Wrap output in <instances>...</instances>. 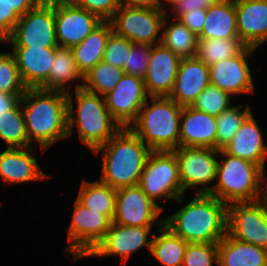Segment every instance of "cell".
<instances>
[{
    "instance_id": "1",
    "label": "cell",
    "mask_w": 267,
    "mask_h": 266,
    "mask_svg": "<svg viewBox=\"0 0 267 266\" xmlns=\"http://www.w3.org/2000/svg\"><path fill=\"white\" fill-rule=\"evenodd\" d=\"M20 103L31 145L44 153L55 142L68 138L66 93L27 88Z\"/></svg>"
},
{
    "instance_id": "2",
    "label": "cell",
    "mask_w": 267,
    "mask_h": 266,
    "mask_svg": "<svg viewBox=\"0 0 267 266\" xmlns=\"http://www.w3.org/2000/svg\"><path fill=\"white\" fill-rule=\"evenodd\" d=\"M228 205L215 196L196 194L164 225L188 243H218L227 234Z\"/></svg>"
},
{
    "instance_id": "3",
    "label": "cell",
    "mask_w": 267,
    "mask_h": 266,
    "mask_svg": "<svg viewBox=\"0 0 267 266\" xmlns=\"http://www.w3.org/2000/svg\"><path fill=\"white\" fill-rule=\"evenodd\" d=\"M152 150L129 128H121L106 144L92 153L100 154L99 180L112 188L138 185Z\"/></svg>"
},
{
    "instance_id": "4",
    "label": "cell",
    "mask_w": 267,
    "mask_h": 266,
    "mask_svg": "<svg viewBox=\"0 0 267 266\" xmlns=\"http://www.w3.org/2000/svg\"><path fill=\"white\" fill-rule=\"evenodd\" d=\"M67 107L68 138L77 127L79 141L92 152L106 144L122 128L109 113L105 98L84 88L67 94Z\"/></svg>"
},
{
    "instance_id": "5",
    "label": "cell",
    "mask_w": 267,
    "mask_h": 266,
    "mask_svg": "<svg viewBox=\"0 0 267 266\" xmlns=\"http://www.w3.org/2000/svg\"><path fill=\"white\" fill-rule=\"evenodd\" d=\"M183 106L168 96L148 97L129 129L152 151H172L179 147Z\"/></svg>"
},
{
    "instance_id": "6",
    "label": "cell",
    "mask_w": 267,
    "mask_h": 266,
    "mask_svg": "<svg viewBox=\"0 0 267 266\" xmlns=\"http://www.w3.org/2000/svg\"><path fill=\"white\" fill-rule=\"evenodd\" d=\"M217 177L209 195L229 205L253 202L266 197L265 171L254 162L233 157L219 150Z\"/></svg>"
},
{
    "instance_id": "7",
    "label": "cell",
    "mask_w": 267,
    "mask_h": 266,
    "mask_svg": "<svg viewBox=\"0 0 267 266\" xmlns=\"http://www.w3.org/2000/svg\"><path fill=\"white\" fill-rule=\"evenodd\" d=\"M138 186L162 210L160 200H175L183 204L184 193L179 165L172 151H152L146 161Z\"/></svg>"
},
{
    "instance_id": "8",
    "label": "cell",
    "mask_w": 267,
    "mask_h": 266,
    "mask_svg": "<svg viewBox=\"0 0 267 266\" xmlns=\"http://www.w3.org/2000/svg\"><path fill=\"white\" fill-rule=\"evenodd\" d=\"M11 47L59 48L55 32V0H41L20 16L10 38Z\"/></svg>"
},
{
    "instance_id": "9",
    "label": "cell",
    "mask_w": 267,
    "mask_h": 266,
    "mask_svg": "<svg viewBox=\"0 0 267 266\" xmlns=\"http://www.w3.org/2000/svg\"><path fill=\"white\" fill-rule=\"evenodd\" d=\"M71 216L67 234L70 244L65 246L63 251L72 263H75L86 257L105 237L112 220L104 213L84 207L76 199Z\"/></svg>"
},
{
    "instance_id": "10",
    "label": "cell",
    "mask_w": 267,
    "mask_h": 266,
    "mask_svg": "<svg viewBox=\"0 0 267 266\" xmlns=\"http://www.w3.org/2000/svg\"><path fill=\"white\" fill-rule=\"evenodd\" d=\"M172 152L178 161L184 195L189 188L196 189L197 194H209L216 182L219 150L179 146Z\"/></svg>"
},
{
    "instance_id": "11",
    "label": "cell",
    "mask_w": 267,
    "mask_h": 266,
    "mask_svg": "<svg viewBox=\"0 0 267 266\" xmlns=\"http://www.w3.org/2000/svg\"><path fill=\"white\" fill-rule=\"evenodd\" d=\"M163 9L130 7L121 4L110 20L113 31L132 43L156 45L162 41Z\"/></svg>"
},
{
    "instance_id": "12",
    "label": "cell",
    "mask_w": 267,
    "mask_h": 266,
    "mask_svg": "<svg viewBox=\"0 0 267 266\" xmlns=\"http://www.w3.org/2000/svg\"><path fill=\"white\" fill-rule=\"evenodd\" d=\"M227 232L239 241L267 250V198L230 203Z\"/></svg>"
},
{
    "instance_id": "13",
    "label": "cell",
    "mask_w": 267,
    "mask_h": 266,
    "mask_svg": "<svg viewBox=\"0 0 267 266\" xmlns=\"http://www.w3.org/2000/svg\"><path fill=\"white\" fill-rule=\"evenodd\" d=\"M162 212L138 185L122 187L117 189L112 222L122 226L156 225L160 228L164 224V217L160 218Z\"/></svg>"
},
{
    "instance_id": "14",
    "label": "cell",
    "mask_w": 267,
    "mask_h": 266,
    "mask_svg": "<svg viewBox=\"0 0 267 266\" xmlns=\"http://www.w3.org/2000/svg\"><path fill=\"white\" fill-rule=\"evenodd\" d=\"M153 226H122L111 223L105 237L86 257H120L123 263L135 254L136 251L147 248L150 253L152 238L150 239Z\"/></svg>"
},
{
    "instance_id": "15",
    "label": "cell",
    "mask_w": 267,
    "mask_h": 266,
    "mask_svg": "<svg viewBox=\"0 0 267 266\" xmlns=\"http://www.w3.org/2000/svg\"><path fill=\"white\" fill-rule=\"evenodd\" d=\"M148 97L144 79L125 73L104 96L109 113L122 128H129L136 120Z\"/></svg>"
},
{
    "instance_id": "16",
    "label": "cell",
    "mask_w": 267,
    "mask_h": 266,
    "mask_svg": "<svg viewBox=\"0 0 267 266\" xmlns=\"http://www.w3.org/2000/svg\"><path fill=\"white\" fill-rule=\"evenodd\" d=\"M103 21L69 0H55V32L59 47L80 44Z\"/></svg>"
},
{
    "instance_id": "17",
    "label": "cell",
    "mask_w": 267,
    "mask_h": 266,
    "mask_svg": "<svg viewBox=\"0 0 267 266\" xmlns=\"http://www.w3.org/2000/svg\"><path fill=\"white\" fill-rule=\"evenodd\" d=\"M257 49L246 47L239 55L209 66L210 83L234 95L254 94V78L248 60Z\"/></svg>"
},
{
    "instance_id": "18",
    "label": "cell",
    "mask_w": 267,
    "mask_h": 266,
    "mask_svg": "<svg viewBox=\"0 0 267 266\" xmlns=\"http://www.w3.org/2000/svg\"><path fill=\"white\" fill-rule=\"evenodd\" d=\"M181 59L162 43L153 45L147 75L144 77L145 89L149 97L170 95Z\"/></svg>"
},
{
    "instance_id": "19",
    "label": "cell",
    "mask_w": 267,
    "mask_h": 266,
    "mask_svg": "<svg viewBox=\"0 0 267 266\" xmlns=\"http://www.w3.org/2000/svg\"><path fill=\"white\" fill-rule=\"evenodd\" d=\"M33 147L6 148L0 152V178L3 185L44 181L52 175L42 170L36 161ZM34 154V155H33Z\"/></svg>"
},
{
    "instance_id": "20",
    "label": "cell",
    "mask_w": 267,
    "mask_h": 266,
    "mask_svg": "<svg viewBox=\"0 0 267 266\" xmlns=\"http://www.w3.org/2000/svg\"><path fill=\"white\" fill-rule=\"evenodd\" d=\"M210 70L196 56L182 58L168 97L178 105L191 106L197 96L210 85Z\"/></svg>"
},
{
    "instance_id": "21",
    "label": "cell",
    "mask_w": 267,
    "mask_h": 266,
    "mask_svg": "<svg viewBox=\"0 0 267 266\" xmlns=\"http://www.w3.org/2000/svg\"><path fill=\"white\" fill-rule=\"evenodd\" d=\"M239 39L258 49L267 42V0H235Z\"/></svg>"
},
{
    "instance_id": "22",
    "label": "cell",
    "mask_w": 267,
    "mask_h": 266,
    "mask_svg": "<svg viewBox=\"0 0 267 266\" xmlns=\"http://www.w3.org/2000/svg\"><path fill=\"white\" fill-rule=\"evenodd\" d=\"M252 112L231 141L222 149L225 153L259 165L265 171L267 144L261 127Z\"/></svg>"
},
{
    "instance_id": "23",
    "label": "cell",
    "mask_w": 267,
    "mask_h": 266,
    "mask_svg": "<svg viewBox=\"0 0 267 266\" xmlns=\"http://www.w3.org/2000/svg\"><path fill=\"white\" fill-rule=\"evenodd\" d=\"M179 146L216 149V117L184 106L181 113Z\"/></svg>"
},
{
    "instance_id": "24",
    "label": "cell",
    "mask_w": 267,
    "mask_h": 266,
    "mask_svg": "<svg viewBox=\"0 0 267 266\" xmlns=\"http://www.w3.org/2000/svg\"><path fill=\"white\" fill-rule=\"evenodd\" d=\"M58 48L13 47L21 79L27 88H40L47 80Z\"/></svg>"
},
{
    "instance_id": "25",
    "label": "cell",
    "mask_w": 267,
    "mask_h": 266,
    "mask_svg": "<svg viewBox=\"0 0 267 266\" xmlns=\"http://www.w3.org/2000/svg\"><path fill=\"white\" fill-rule=\"evenodd\" d=\"M218 266H267V250L233 238L228 232L218 242Z\"/></svg>"
},
{
    "instance_id": "26",
    "label": "cell",
    "mask_w": 267,
    "mask_h": 266,
    "mask_svg": "<svg viewBox=\"0 0 267 266\" xmlns=\"http://www.w3.org/2000/svg\"><path fill=\"white\" fill-rule=\"evenodd\" d=\"M74 82L77 83L74 86V90L82 88L83 75L76 66L71 49L59 47L55 51L49 76L40 89L68 94L71 92V86H73ZM67 84L68 86H66Z\"/></svg>"
},
{
    "instance_id": "27",
    "label": "cell",
    "mask_w": 267,
    "mask_h": 266,
    "mask_svg": "<svg viewBox=\"0 0 267 266\" xmlns=\"http://www.w3.org/2000/svg\"><path fill=\"white\" fill-rule=\"evenodd\" d=\"M198 38H239L235 0H220L207 9L204 26Z\"/></svg>"
},
{
    "instance_id": "28",
    "label": "cell",
    "mask_w": 267,
    "mask_h": 266,
    "mask_svg": "<svg viewBox=\"0 0 267 266\" xmlns=\"http://www.w3.org/2000/svg\"><path fill=\"white\" fill-rule=\"evenodd\" d=\"M113 32L110 21H103L80 44L71 49L76 66L82 75L103 61L109 35Z\"/></svg>"
},
{
    "instance_id": "29",
    "label": "cell",
    "mask_w": 267,
    "mask_h": 266,
    "mask_svg": "<svg viewBox=\"0 0 267 266\" xmlns=\"http://www.w3.org/2000/svg\"><path fill=\"white\" fill-rule=\"evenodd\" d=\"M159 235H158V234ZM150 254L163 266H182L188 242L164 224L152 233Z\"/></svg>"
},
{
    "instance_id": "30",
    "label": "cell",
    "mask_w": 267,
    "mask_h": 266,
    "mask_svg": "<svg viewBox=\"0 0 267 266\" xmlns=\"http://www.w3.org/2000/svg\"><path fill=\"white\" fill-rule=\"evenodd\" d=\"M117 189L108 184L83 179L76 200L84 207L106 214L113 220L115 214Z\"/></svg>"
},
{
    "instance_id": "31",
    "label": "cell",
    "mask_w": 267,
    "mask_h": 266,
    "mask_svg": "<svg viewBox=\"0 0 267 266\" xmlns=\"http://www.w3.org/2000/svg\"><path fill=\"white\" fill-rule=\"evenodd\" d=\"M171 21H170V20ZM198 36L180 20L166 15L162 26L161 43L181 58L194 57L197 52Z\"/></svg>"
},
{
    "instance_id": "32",
    "label": "cell",
    "mask_w": 267,
    "mask_h": 266,
    "mask_svg": "<svg viewBox=\"0 0 267 266\" xmlns=\"http://www.w3.org/2000/svg\"><path fill=\"white\" fill-rule=\"evenodd\" d=\"M247 46L239 38H199L196 57L207 66L239 55Z\"/></svg>"
},
{
    "instance_id": "33",
    "label": "cell",
    "mask_w": 267,
    "mask_h": 266,
    "mask_svg": "<svg viewBox=\"0 0 267 266\" xmlns=\"http://www.w3.org/2000/svg\"><path fill=\"white\" fill-rule=\"evenodd\" d=\"M0 139L6 143L7 148L32 147L27 137L20 102L13 109L0 115Z\"/></svg>"
},
{
    "instance_id": "34",
    "label": "cell",
    "mask_w": 267,
    "mask_h": 266,
    "mask_svg": "<svg viewBox=\"0 0 267 266\" xmlns=\"http://www.w3.org/2000/svg\"><path fill=\"white\" fill-rule=\"evenodd\" d=\"M123 74V69L101 61L83 75L82 88L104 97L121 80Z\"/></svg>"
},
{
    "instance_id": "35",
    "label": "cell",
    "mask_w": 267,
    "mask_h": 266,
    "mask_svg": "<svg viewBox=\"0 0 267 266\" xmlns=\"http://www.w3.org/2000/svg\"><path fill=\"white\" fill-rule=\"evenodd\" d=\"M232 105L220 115L216 116V149L222 150L234 137L244 120L253 112L251 106L246 104Z\"/></svg>"
},
{
    "instance_id": "36",
    "label": "cell",
    "mask_w": 267,
    "mask_h": 266,
    "mask_svg": "<svg viewBox=\"0 0 267 266\" xmlns=\"http://www.w3.org/2000/svg\"><path fill=\"white\" fill-rule=\"evenodd\" d=\"M233 100L231 94L210 84L197 96L191 107L216 117L230 108Z\"/></svg>"
},
{
    "instance_id": "37",
    "label": "cell",
    "mask_w": 267,
    "mask_h": 266,
    "mask_svg": "<svg viewBox=\"0 0 267 266\" xmlns=\"http://www.w3.org/2000/svg\"><path fill=\"white\" fill-rule=\"evenodd\" d=\"M26 90L13 54L0 52V92L25 94Z\"/></svg>"
},
{
    "instance_id": "38",
    "label": "cell",
    "mask_w": 267,
    "mask_h": 266,
    "mask_svg": "<svg viewBox=\"0 0 267 266\" xmlns=\"http://www.w3.org/2000/svg\"><path fill=\"white\" fill-rule=\"evenodd\" d=\"M218 263V243H188L182 266H213Z\"/></svg>"
},
{
    "instance_id": "39",
    "label": "cell",
    "mask_w": 267,
    "mask_h": 266,
    "mask_svg": "<svg viewBox=\"0 0 267 266\" xmlns=\"http://www.w3.org/2000/svg\"><path fill=\"white\" fill-rule=\"evenodd\" d=\"M133 43L114 31L109 35L103 54V61L114 67L123 69L126 66L128 52Z\"/></svg>"
},
{
    "instance_id": "40",
    "label": "cell",
    "mask_w": 267,
    "mask_h": 266,
    "mask_svg": "<svg viewBox=\"0 0 267 266\" xmlns=\"http://www.w3.org/2000/svg\"><path fill=\"white\" fill-rule=\"evenodd\" d=\"M152 47L151 44L133 43L130 52H128L126 66L123 68L124 73L144 79L147 75Z\"/></svg>"
},
{
    "instance_id": "41",
    "label": "cell",
    "mask_w": 267,
    "mask_h": 266,
    "mask_svg": "<svg viewBox=\"0 0 267 266\" xmlns=\"http://www.w3.org/2000/svg\"><path fill=\"white\" fill-rule=\"evenodd\" d=\"M74 5L97 15L102 21H110L121 6L120 0H69Z\"/></svg>"
},
{
    "instance_id": "42",
    "label": "cell",
    "mask_w": 267,
    "mask_h": 266,
    "mask_svg": "<svg viewBox=\"0 0 267 266\" xmlns=\"http://www.w3.org/2000/svg\"><path fill=\"white\" fill-rule=\"evenodd\" d=\"M19 18L3 0H0V42L3 43L10 38Z\"/></svg>"
},
{
    "instance_id": "43",
    "label": "cell",
    "mask_w": 267,
    "mask_h": 266,
    "mask_svg": "<svg viewBox=\"0 0 267 266\" xmlns=\"http://www.w3.org/2000/svg\"><path fill=\"white\" fill-rule=\"evenodd\" d=\"M219 1L220 0H179L167 11V14L175 19H179L188 11H192L193 9L207 10Z\"/></svg>"
},
{
    "instance_id": "44",
    "label": "cell",
    "mask_w": 267,
    "mask_h": 266,
    "mask_svg": "<svg viewBox=\"0 0 267 266\" xmlns=\"http://www.w3.org/2000/svg\"><path fill=\"white\" fill-rule=\"evenodd\" d=\"M206 14L205 9H193L183 14L178 20L198 36L202 32Z\"/></svg>"
},
{
    "instance_id": "45",
    "label": "cell",
    "mask_w": 267,
    "mask_h": 266,
    "mask_svg": "<svg viewBox=\"0 0 267 266\" xmlns=\"http://www.w3.org/2000/svg\"><path fill=\"white\" fill-rule=\"evenodd\" d=\"M19 17L33 9L41 0H3Z\"/></svg>"
},
{
    "instance_id": "46",
    "label": "cell",
    "mask_w": 267,
    "mask_h": 266,
    "mask_svg": "<svg viewBox=\"0 0 267 266\" xmlns=\"http://www.w3.org/2000/svg\"><path fill=\"white\" fill-rule=\"evenodd\" d=\"M23 95L0 92V115L13 109L20 102Z\"/></svg>"
},
{
    "instance_id": "47",
    "label": "cell",
    "mask_w": 267,
    "mask_h": 266,
    "mask_svg": "<svg viewBox=\"0 0 267 266\" xmlns=\"http://www.w3.org/2000/svg\"><path fill=\"white\" fill-rule=\"evenodd\" d=\"M121 4L130 7L162 9L161 0H120Z\"/></svg>"
},
{
    "instance_id": "48",
    "label": "cell",
    "mask_w": 267,
    "mask_h": 266,
    "mask_svg": "<svg viewBox=\"0 0 267 266\" xmlns=\"http://www.w3.org/2000/svg\"><path fill=\"white\" fill-rule=\"evenodd\" d=\"M178 1L179 0H161L162 9L167 12Z\"/></svg>"
},
{
    "instance_id": "49",
    "label": "cell",
    "mask_w": 267,
    "mask_h": 266,
    "mask_svg": "<svg viewBox=\"0 0 267 266\" xmlns=\"http://www.w3.org/2000/svg\"><path fill=\"white\" fill-rule=\"evenodd\" d=\"M266 198H267V178H266Z\"/></svg>"
}]
</instances>
